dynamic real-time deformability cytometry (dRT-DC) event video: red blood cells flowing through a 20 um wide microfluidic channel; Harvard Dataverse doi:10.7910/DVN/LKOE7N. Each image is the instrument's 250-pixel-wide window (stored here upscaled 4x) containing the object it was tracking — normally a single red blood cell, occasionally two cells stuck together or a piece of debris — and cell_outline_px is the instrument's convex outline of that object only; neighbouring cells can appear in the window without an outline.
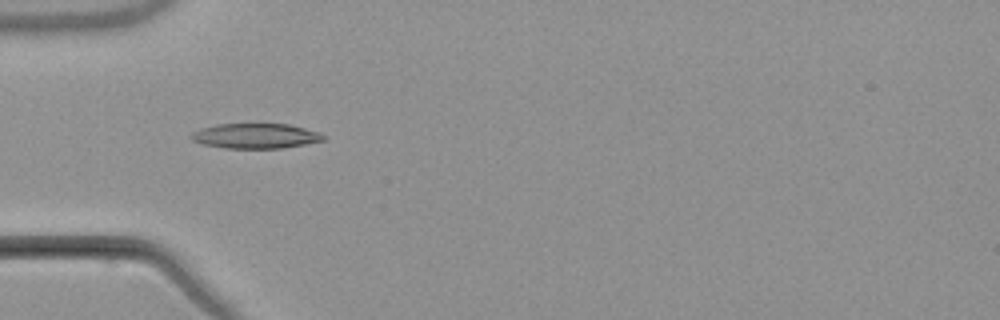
{"species": "common noctule bat (a hibernating species)", "species_latin": "Nyctalus noctula", "temperature_condition": "warm", "stored_images_in_passage": 6, "camera_frame_rate_fps": 3000, "um_per_image_px": 0.085, "animal": {"sex": "male", "body_mass_g": 21.5, "forearm_length_mm": 52.0}, "frame": {"image": 1, "passage_image": 5, "time_ms": 5.0, "image_size_px": [1000, 320], "cell_outline_px": [[324, 140], [284, 148], [224, 148], [200, 144], [192, 140], [188, 136], [192, 132], [200, 128], [216, 124], [288, 124], [320, 132], [324, 136]], "centroid_in_image_um": [21.66, 11.55], "position_along_channel_um": 63.3, "area_um2": 19.36}}
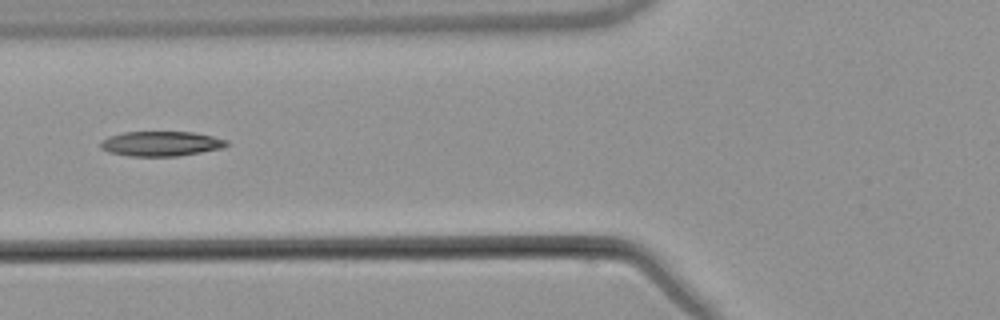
{"frame": {"image": 2, "passage_image": 6, "time_ms": 6.333, "image_size_px": [1000, 320], "cell_outline_px": [[228, 144], [224, 148], [176, 156], [128, 156], [108, 152], [100, 148], [100, 144], [108, 136], [124, 132], [192, 132], [212, 136], [228, 140]], "centroid_in_image_um": [13.68, 12.21], "position_along_channel_um": 112.1, "area_um2": 18.21}}